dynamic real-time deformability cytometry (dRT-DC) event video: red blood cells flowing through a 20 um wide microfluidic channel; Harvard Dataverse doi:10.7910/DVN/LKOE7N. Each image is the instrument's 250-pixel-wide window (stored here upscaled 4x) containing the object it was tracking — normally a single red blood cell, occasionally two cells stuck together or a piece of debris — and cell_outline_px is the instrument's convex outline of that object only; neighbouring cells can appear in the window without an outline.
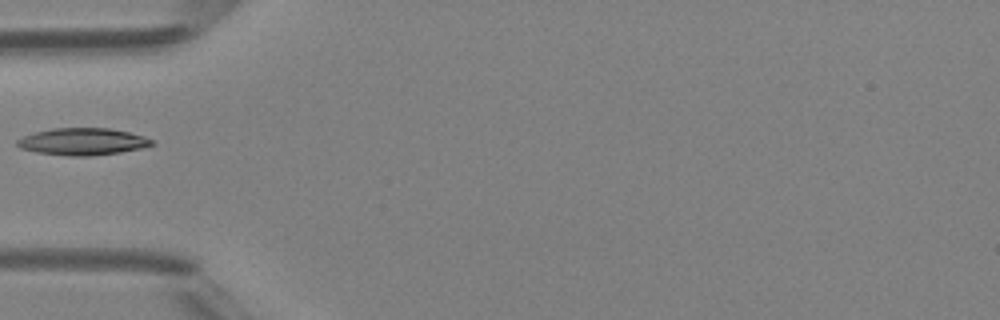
{"species": "Egyptian fruit bat (a non-hibernating species)", "species_latin": "Rousettus aegyptiacus", "temperature_condition": "room temperature", "stored_images_in_passage": 1, "camera_frame_rate_fps": 3000, "um_per_image_px": 0.085, "animal": {"sex": "female"}, "frame": {"image": 1, "passage_image": 1, "time_ms": 0.0, "image_size_px": [1000, 320], "cell_outline_px": [[156, 144], [144, 148], [120, 152], [88, 156], [68, 156], [36, 152], [20, 148], [16, 144], [16, 140], [24, 136], [36, 132], [52, 128], [108, 128], [128, 132], [144, 136], [156, 140]], "centroid_in_image_um": [7.07, 12.04], "position_along_channel_um": 77.9, "area_um2": 21.33}}